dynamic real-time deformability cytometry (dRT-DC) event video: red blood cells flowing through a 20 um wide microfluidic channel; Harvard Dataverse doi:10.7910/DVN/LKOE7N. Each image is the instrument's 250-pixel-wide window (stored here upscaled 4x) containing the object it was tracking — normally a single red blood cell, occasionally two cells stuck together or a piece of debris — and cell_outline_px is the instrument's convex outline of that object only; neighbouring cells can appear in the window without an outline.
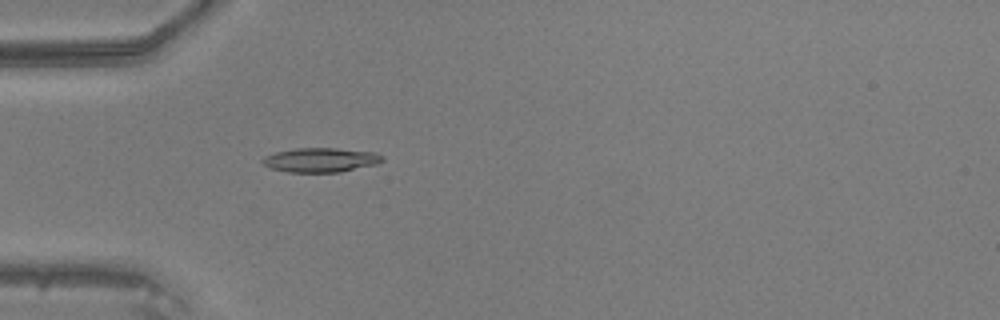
{"species": "common noctule bat (a hibernating species)", "species_latin": "Nyctalus noctula", "temperature_condition": "warm", "stored_images_in_passage": 47, "camera_frame_rate_fps": 3000, "um_per_image_px": 0.085, "animal": {"sex": "male", "body_mass_g": 20.5, "forearm_length_mm": 52.5}, "frame": {"image": 1, "passage_image": 14, "time_ms": 4.333, "image_size_px": [1000, 320], "cell_outline_px": [[384, 160], [376, 164], [340, 172], [288, 172], [272, 168], [264, 164], [260, 160], [264, 156], [276, 152], [296, 148], [336, 148], [376, 152], [384, 156]], "centroid_in_image_um": [27.28, 13.59], "position_along_channel_um": 57.7, "area_um2": 16.99}}
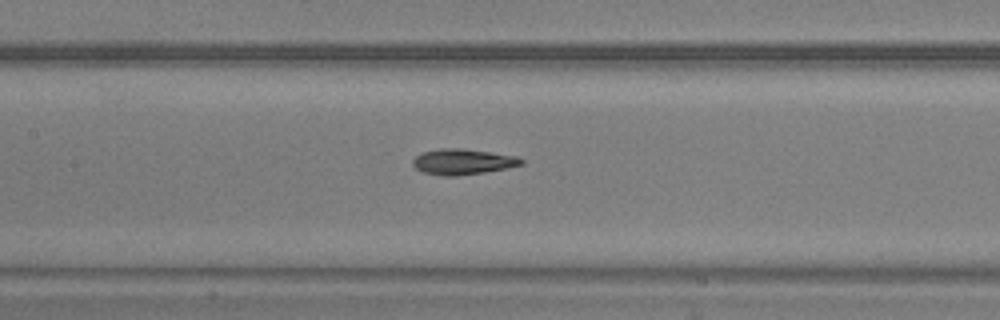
{"frame": {"image": 2, "passage_image": 22, "time_ms": 7.0, "image_size_px": [1000, 320], "cell_outline_px": [[524, 164], [508, 168], [484, 172], [456, 176], [444, 176], [424, 172], [416, 168], [412, 164], [412, 160], [416, 156], [424, 152], [440, 148], [460, 148], [516, 156], [524, 160]], "centroid_in_image_um": [39.34, 13.75], "position_along_channel_um": 168.1, "area_um2": 16.07}}
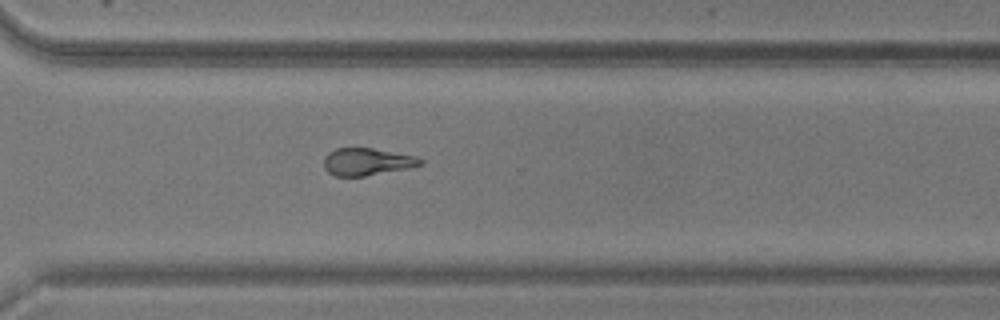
{"frame": {"image": 3, "passage_image": 34, "time_ms": 11.0, "image_size_px": [1000, 320], "cell_outline_px": [[424, 164], [408, 168], [364, 176], [336, 176], [328, 172], [324, 168], [324, 156], [328, 152], [336, 148], [372, 148], [416, 156], [424, 160]], "centroid_in_image_um": [31.19, 13.74], "position_along_channel_um": 339.4, "area_um2": 15.37}}